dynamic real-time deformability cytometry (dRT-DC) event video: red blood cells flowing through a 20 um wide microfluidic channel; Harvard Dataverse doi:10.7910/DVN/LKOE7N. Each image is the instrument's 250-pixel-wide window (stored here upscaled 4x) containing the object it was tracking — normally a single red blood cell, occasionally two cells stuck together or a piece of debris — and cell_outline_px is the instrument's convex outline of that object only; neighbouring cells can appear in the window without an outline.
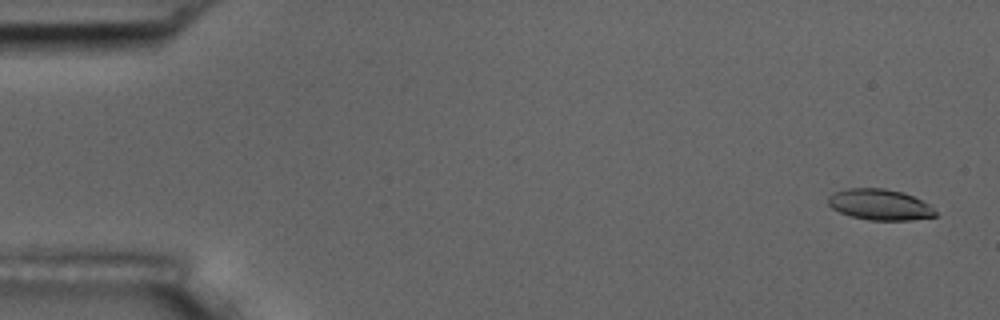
{"species": "common noctule bat (a hibernating species)", "species_latin": "Nyctalus noctula", "temperature_condition": "room temperature", "stored_images_in_passage": 4, "camera_frame_rate_fps": 3000, "um_per_image_px": 0.085, "animal": {"sex": "male", "body_mass_g": 17.5, "forearm_length_mm": 52.3}, "frame": {"image": 1, "passage_image": 1, "time_ms": 0.0, "image_size_px": [1000, 320], "cell_outline_px": [[936, 216], [912, 220], [868, 220], [852, 216], [840, 212], [832, 208], [828, 204], [828, 196], [832, 192], [848, 188], [884, 188], [904, 192], [928, 204], [936, 212]], "centroid_in_image_um": [74.75, 17.38], "position_along_channel_um": 10.2, "area_um2": 19.31}}
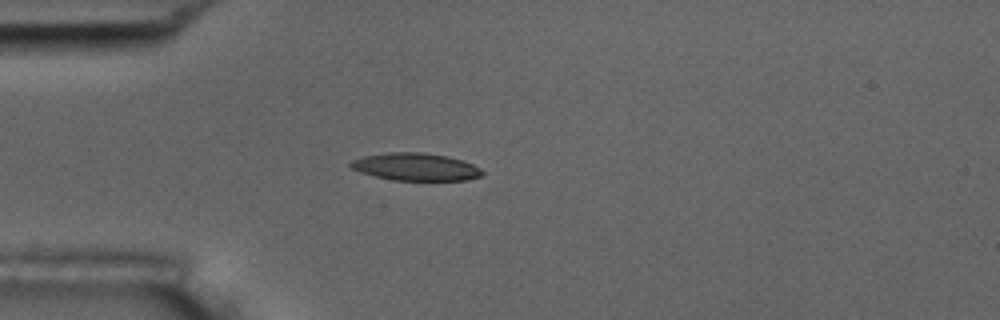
{"frame": {"image": 2, "passage_image": 4, "time_ms": 4.333, "image_size_px": [1000, 320], "cell_outline_px": [[484, 172], [480, 176], [468, 180], [392, 180], [360, 172], [352, 168], [348, 164], [352, 160], [364, 156], [388, 152], [424, 152], [444, 156], [460, 160], [472, 164], [480, 168]], "centroid_in_image_um": [35.31, 14.18], "position_along_channel_um": 49.7, "area_um2": 20.92}}